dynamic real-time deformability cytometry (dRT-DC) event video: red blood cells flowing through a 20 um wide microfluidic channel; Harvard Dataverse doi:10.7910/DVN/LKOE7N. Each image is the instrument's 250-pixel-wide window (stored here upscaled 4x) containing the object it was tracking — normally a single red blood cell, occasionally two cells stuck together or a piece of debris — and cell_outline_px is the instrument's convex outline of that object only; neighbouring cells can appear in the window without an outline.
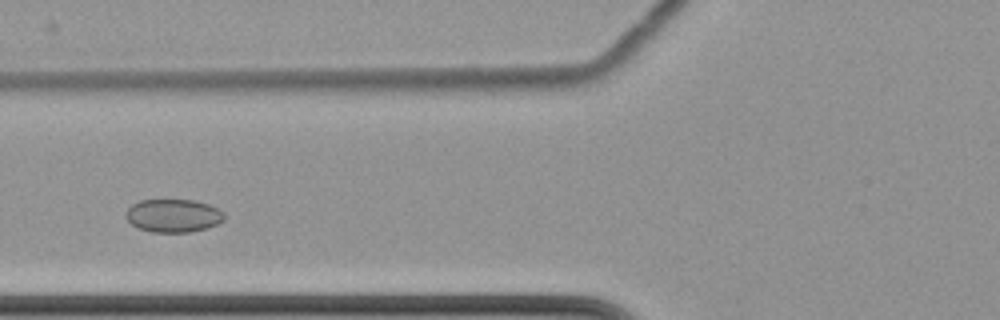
{"species": "common noctule bat (a hibernating species)", "species_latin": "Nyctalus noctula", "temperature_condition": "cold", "stored_images_in_passage": 2, "camera_frame_rate_fps": 3000, "um_per_image_px": 0.085, "animal": {"sex": "female", "body_mass_g": 22.7, "forearm_length_mm": 54.2}, "frame": {"image": 1, "passage_image": 2, "time_ms": 1.0, "image_size_px": [1000, 320], "cell_outline_px": [[224, 220], [216, 224], [204, 228], [188, 232], [152, 232], [140, 228], [132, 224], [124, 216], [124, 212], [132, 204], [140, 200], [196, 200], [208, 204], [224, 212]], "centroid_in_image_um": [14.7, 18.32], "position_along_channel_um": 111.1, "area_um2": 18.9}}